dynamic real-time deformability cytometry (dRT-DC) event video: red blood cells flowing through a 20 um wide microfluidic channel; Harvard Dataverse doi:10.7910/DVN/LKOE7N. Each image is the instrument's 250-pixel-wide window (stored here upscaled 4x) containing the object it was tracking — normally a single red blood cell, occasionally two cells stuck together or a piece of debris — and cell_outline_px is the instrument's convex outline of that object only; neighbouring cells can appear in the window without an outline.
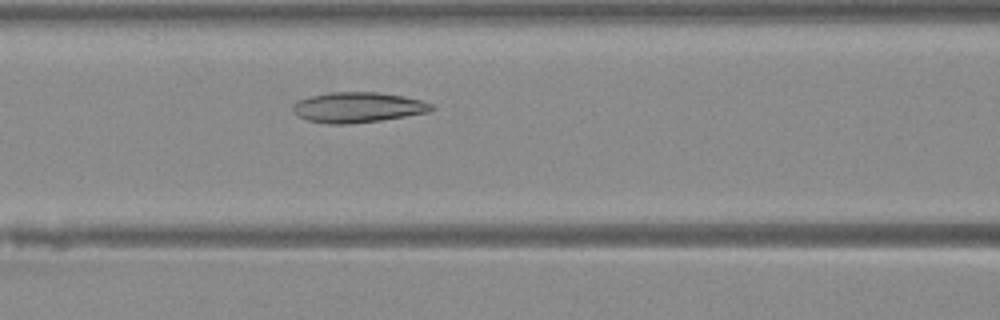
{"species": "Egyptian fruit bat (a non-hibernating species)", "species_latin": "Rousettus aegyptiacus", "temperature_condition": "warm", "stored_images_in_passage": 36, "camera_frame_rate_fps": 3000, "um_per_image_px": 0.085, "animal": {"sex": "female"}, "frame": {"image": 1, "passage_image": 9, "time_ms": 2.667, "image_size_px": [1000, 320], "cell_outline_px": [[436, 108], [428, 112], [380, 120], [348, 124], [328, 124], [308, 120], [296, 116], [292, 112], [292, 104], [300, 100], [312, 96], [328, 92], [376, 92], [404, 96], [424, 100], [432, 104]], "centroid_in_image_um": [30.41, 9.12], "position_along_channel_um": 136.2, "area_um2": 24.57}}
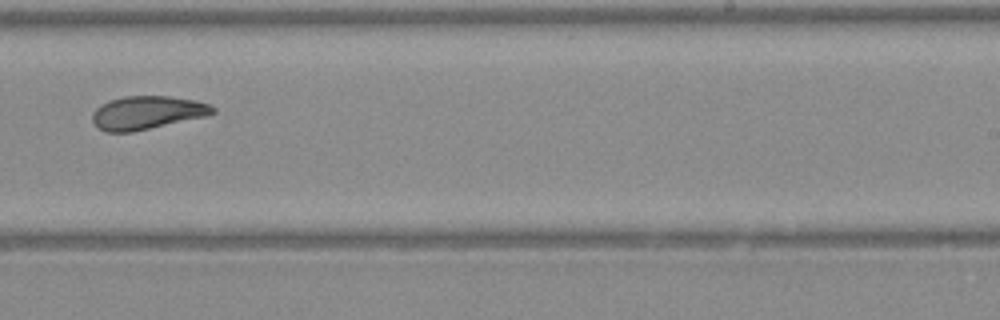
{"frame": {"image": 2, "passage_image": 19, "time_ms": 6.0, "image_size_px": [1000, 320], "cell_outline_px": [[216, 112], [208, 116], [132, 132], [104, 132], [92, 120], [92, 112], [100, 104], [108, 100], [124, 96], [172, 96], [196, 100], [208, 104], [216, 108]], "centroid_in_image_um": [12.51, 9.57], "position_along_channel_um": 276.5, "area_um2": 23.58}}
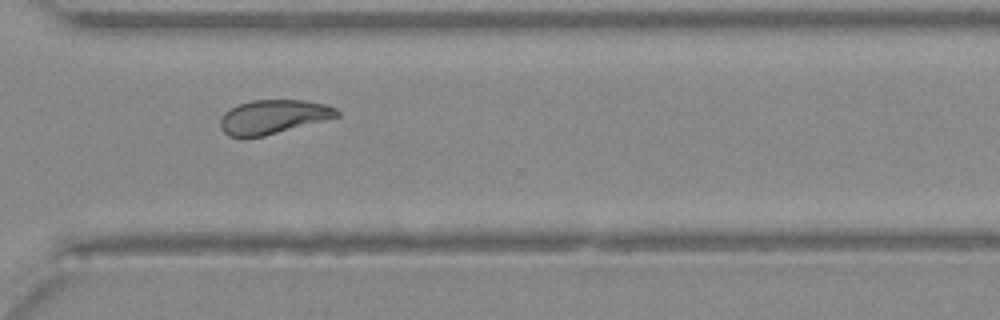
{"frame": {"image": 3, "passage_image": 24, "time_ms": 7.667, "image_size_px": [1000, 320], "cell_outline_px": [[340, 116], [264, 136], [244, 140], [240, 140], [228, 136], [220, 128], [220, 120], [224, 112], [240, 104], [252, 100], [304, 100], [328, 104], [336, 108], [340, 112]], "centroid_in_image_um": [23.19, 9.96], "position_along_channel_um": 347.4, "area_um2": 23.52}}